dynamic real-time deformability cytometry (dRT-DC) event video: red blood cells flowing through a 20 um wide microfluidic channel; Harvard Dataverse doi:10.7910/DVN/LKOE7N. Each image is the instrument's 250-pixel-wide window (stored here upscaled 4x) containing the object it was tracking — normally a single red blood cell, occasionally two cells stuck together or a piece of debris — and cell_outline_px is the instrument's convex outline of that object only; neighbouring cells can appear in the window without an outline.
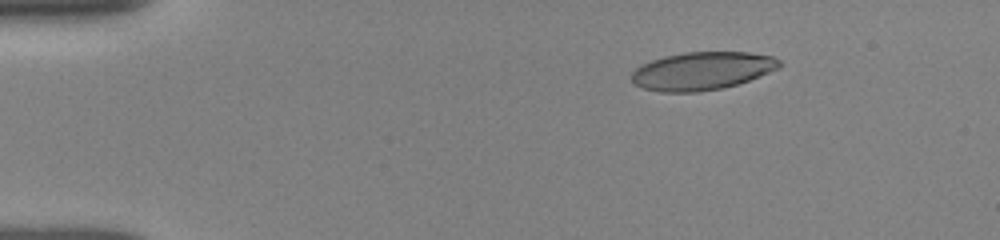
{"species": "human", "species_latin": "Homo sapiens", "temperature_condition": "room temperature", "stored_images_in_passage": 4, "camera_frame_rate_fps": 3000, "um_per_image_px": 0.085, "donor": {"sex": "female"}, "frame": {"image": 1, "passage_image": 1, "time_ms": 0.0, "image_size_px": [1000, 240], "cell_outline_px": [[784, 64], [780, 68], [748, 80], [736, 84], [720, 88], [700, 92], [660, 92], [644, 88], [636, 84], [632, 80], [632, 72], [640, 64], [664, 56], [684, 52], [748, 52], [772, 56], [780, 60]], "centroid_in_image_um": [59.69, 6.02], "position_along_channel_um": 25.3, "area_um2": 32.71}}
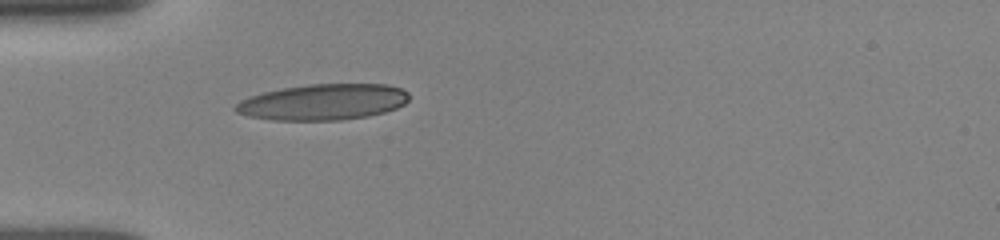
{"frame": {"image": 2, "passage_image": 4, "time_ms": 2.667, "image_size_px": [1000, 240], "cell_outline_px": [[408, 100], [404, 104], [396, 108], [384, 112], [368, 116], [340, 120], [272, 120], [248, 116], [236, 112], [232, 108], [240, 100], [264, 92], [284, 88], [308, 84], [388, 84], [400, 88], [408, 92]], "centroid_in_image_um": [27.46, 8.67], "position_along_channel_um": 57.5, "area_um2": 36.36}}